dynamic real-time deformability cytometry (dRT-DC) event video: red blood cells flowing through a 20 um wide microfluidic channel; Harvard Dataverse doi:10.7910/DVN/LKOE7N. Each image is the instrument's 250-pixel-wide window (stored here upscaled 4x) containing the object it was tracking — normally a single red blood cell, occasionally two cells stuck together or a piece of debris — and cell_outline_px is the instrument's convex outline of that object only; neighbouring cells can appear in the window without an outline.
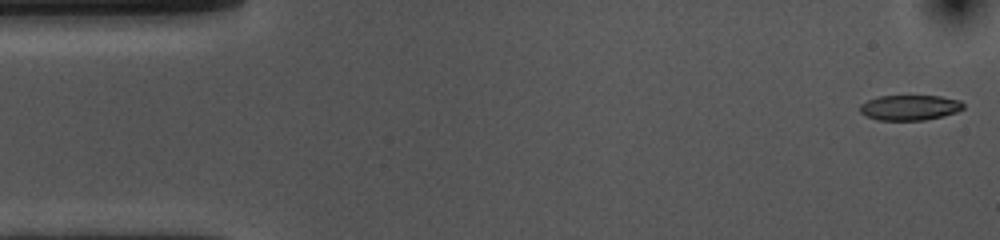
{"species": "common noctule bat (a hibernating species)", "species_latin": "Nyctalus noctula", "temperature_condition": "cold", "stored_images_in_passage": 52, "camera_frame_rate_fps": 3000, "um_per_image_px": 0.085, "animal": {"sex": "female", "body_mass_g": 10.0, "forearm_length_mm": 53.1}, "frame": {"image": 1, "passage_image": 1, "time_ms": 0.0, "image_size_px": [1000, 240], "cell_outline_px": [[964, 108], [956, 112], [944, 116], [924, 120], [876, 120], [864, 116], [860, 112], [860, 104], [868, 100], [880, 96], [940, 96], [960, 100], [964, 104]], "centroid_in_image_um": [77.32, 9.15], "position_along_channel_um": 7.7, "area_um2": 15.32}}
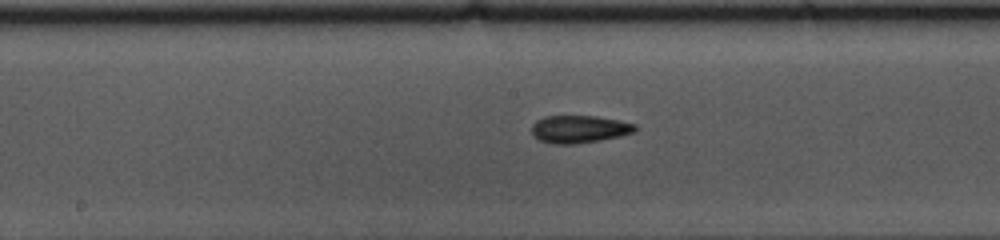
{"frame": {"image": 2, "passage_image": 26, "time_ms": 8.333, "image_size_px": [1000, 240], "cell_outline_px": [[636, 132], [620, 136], [600, 140], [572, 144], [556, 144], [540, 140], [532, 136], [532, 124], [536, 120], [544, 116], [596, 116], [636, 124]], "centroid_in_image_um": [49.22, 10.97], "position_along_channel_um": 199.0, "area_um2": 16.59}}
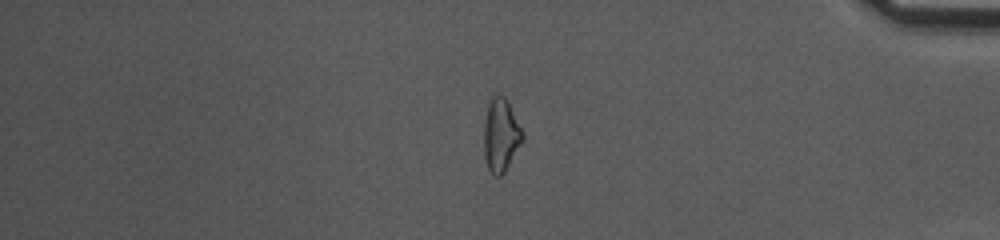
{"frame": {"image": 3, "passage_image": 45, "time_ms": 14.667, "image_size_px": [1000, 240], "cell_outline_px": [[524, 140], [504, 172], [500, 176], [492, 176], [488, 168], [484, 156], [484, 124], [488, 104], [492, 96], [504, 96], [508, 100], [524, 132]], "centroid_in_image_um": [42.59, 11.49], "position_along_channel_um": 392.6, "area_um2": 16.65}}